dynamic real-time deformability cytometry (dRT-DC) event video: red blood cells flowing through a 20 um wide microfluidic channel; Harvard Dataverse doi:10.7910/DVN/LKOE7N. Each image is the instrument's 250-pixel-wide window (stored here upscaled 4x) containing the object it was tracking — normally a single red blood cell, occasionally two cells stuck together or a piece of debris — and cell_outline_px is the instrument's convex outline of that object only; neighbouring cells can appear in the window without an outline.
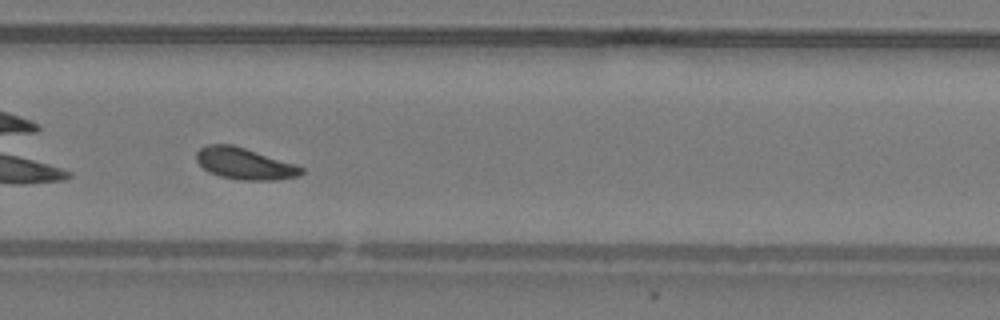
{"species": "common noctule bat (a hibernating species)", "species_latin": "Nyctalus noctula", "temperature_condition": "warm", "stored_images_in_passage": 35, "camera_frame_rate_fps": 3000, "um_per_image_px": 0.085, "animal": {"sex": "male", "body_mass_g": 19.2, "forearm_length_mm": 51.8}, "frame": {"image": 1, "passage_image": 20, "time_ms": 6.333, "image_size_px": [1000, 320], "cell_outline_px": [[304, 172], [300, 176], [276, 180], [240, 180], [220, 176], [208, 172], [196, 160], [196, 152], [200, 148], [208, 144], [232, 144], [296, 164], [304, 168]], "centroid_in_image_um": [20.8, 13.91], "position_along_channel_um": 309.0, "area_um2": 19.36}, "authors_computed_cell_mechanics": {"area_um2": 19.074, "velocity_mm_per_s": 3.9434, "shape_relaxation_time_tau1_ms": 2.1028, "shape_relaxation_time_tau2_ms": null, "deformation_change_tau1": 0.0424, "deformation_change_tau2": null}}